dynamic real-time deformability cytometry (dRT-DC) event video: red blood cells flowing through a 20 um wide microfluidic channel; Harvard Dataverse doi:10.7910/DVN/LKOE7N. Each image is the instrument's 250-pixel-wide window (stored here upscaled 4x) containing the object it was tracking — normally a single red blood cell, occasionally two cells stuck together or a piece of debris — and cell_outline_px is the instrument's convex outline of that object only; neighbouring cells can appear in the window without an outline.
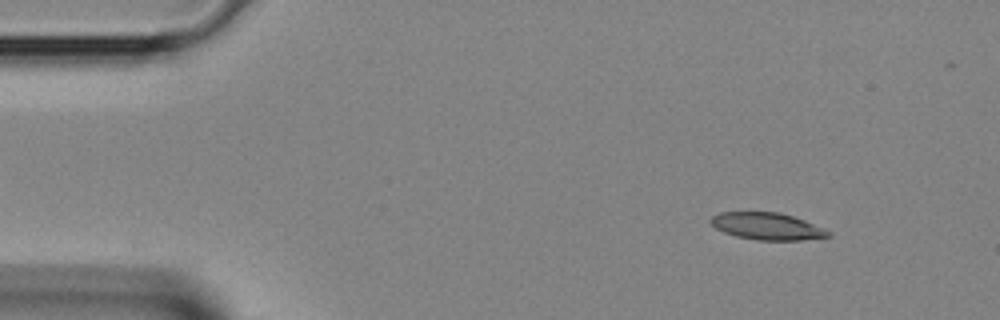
{"species": "Egyptian fruit bat (a non-hibernating species)", "species_latin": "Rousettus aegyptiacus", "temperature_condition": "room temperature", "stored_images_in_passage": 40, "camera_frame_rate_fps": 3000, "um_per_image_px": 0.085, "animal": {"sex": "female"}, "frame": {"image": 1, "passage_image": 4, "time_ms": 1.0, "image_size_px": [1000, 320], "cell_outline_px": [[832, 236], [800, 240], [756, 240], [736, 236], [724, 232], [716, 228], [708, 220], [712, 216], [720, 212], [780, 212], [804, 220], [824, 228], [832, 232]], "centroid_in_image_um": [65.21, 19.23], "position_along_channel_um": 19.8, "area_um2": 18.55}}
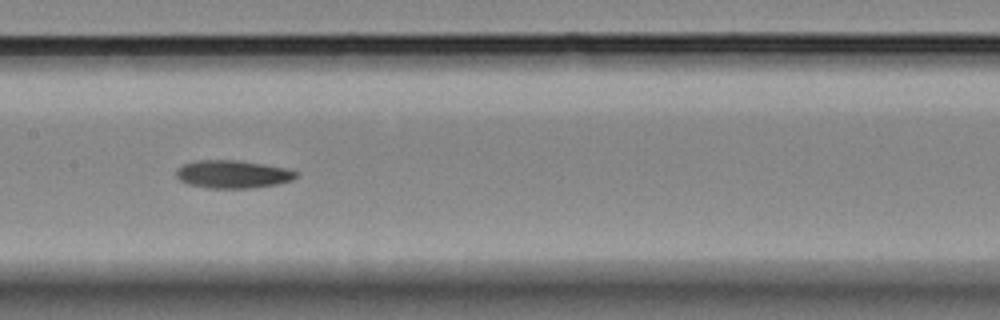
{"frame": {"image": 2, "passage_image": 19, "time_ms": 6.0, "image_size_px": [1000, 320], "cell_outline_px": [[296, 176], [292, 180], [276, 184], [252, 188], [208, 188], [188, 184], [180, 180], [176, 176], [176, 168], [184, 164], [196, 160], [240, 160], [264, 164], [284, 168], [296, 172]], "centroid_in_image_um": [19.73, 14.8], "position_along_channel_um": 187.7, "area_um2": 19.42}}
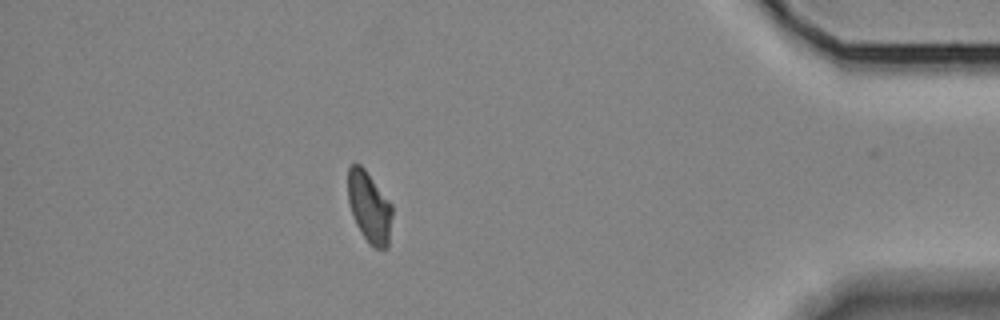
{"frame": {"image": 3, "passage_image": 35, "time_ms": 11.333, "image_size_px": [1000, 320], "cell_outline_px": [[392, 216], [388, 248], [372, 248], [368, 244], [356, 224], [348, 200], [348, 168], [352, 164], [360, 164], [364, 168], [392, 204]], "centroid_in_image_um": [31.4, 17.63], "position_along_channel_um": 403.8, "area_um2": 18.32}}